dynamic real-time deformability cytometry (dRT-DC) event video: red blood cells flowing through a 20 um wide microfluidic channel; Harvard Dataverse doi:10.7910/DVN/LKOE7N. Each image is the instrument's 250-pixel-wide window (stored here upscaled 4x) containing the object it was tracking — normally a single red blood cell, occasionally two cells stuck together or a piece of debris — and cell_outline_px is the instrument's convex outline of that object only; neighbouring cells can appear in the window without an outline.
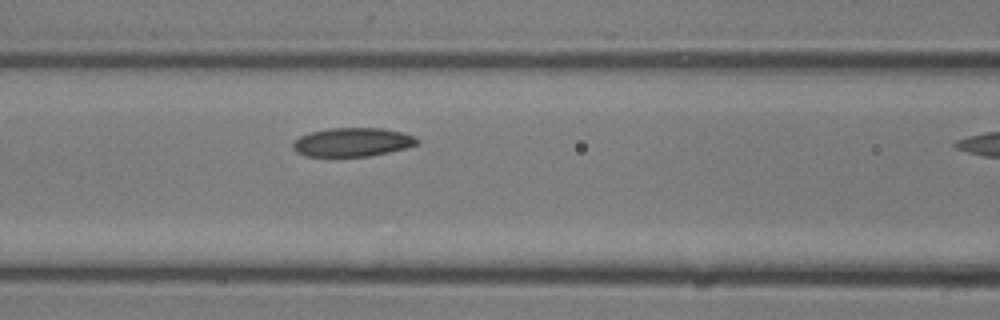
{"species": "common noctule bat (a hibernating species)", "species_latin": "Nyctalus noctula", "temperature_condition": "room temperature", "stored_images_in_passage": 7, "camera_frame_rate_fps": 3000, "um_per_image_px": 0.085, "animal": {"sex": "male", "body_mass_g": 13.3}, "frame": {"image": 1, "passage_image": 6, "time_ms": 1.667, "image_size_px": [1000, 320], "cell_outline_px": [[420, 144], [388, 152], [368, 156], [304, 156], [296, 152], [292, 148], [292, 144], [300, 136], [312, 132], [332, 128], [384, 128], [416, 136], [420, 140]], "centroid_in_image_um": [29.98, 12.08], "position_along_channel_um": 136.6, "area_um2": 20.75}}